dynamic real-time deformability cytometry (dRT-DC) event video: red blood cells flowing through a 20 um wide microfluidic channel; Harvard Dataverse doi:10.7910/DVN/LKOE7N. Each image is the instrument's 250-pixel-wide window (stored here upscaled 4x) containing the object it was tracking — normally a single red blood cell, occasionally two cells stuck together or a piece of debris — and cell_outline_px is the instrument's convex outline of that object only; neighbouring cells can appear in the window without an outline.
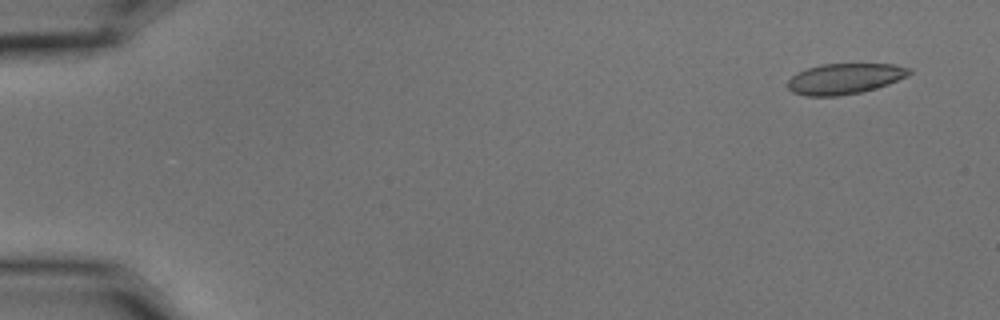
{"species": "common noctule bat (a hibernating species)", "species_latin": "Nyctalus noctula", "temperature_condition": "cold", "stored_images_in_passage": 5, "camera_frame_rate_fps": 3000, "um_per_image_px": 0.085, "animal": {"sex": "male", "body_mass_g": 15.6}, "frame": {"image": 1, "passage_image": 1, "time_ms": 0.0, "image_size_px": [1000, 320], "cell_outline_px": [[912, 72], [908, 76], [888, 84], [876, 88], [860, 92], [836, 96], [808, 96], [792, 92], [788, 88], [788, 80], [796, 72], [820, 64], [892, 64], [912, 68]], "centroid_in_image_um": [71.8, 6.68], "position_along_channel_um": 13.2, "area_um2": 21.73}}
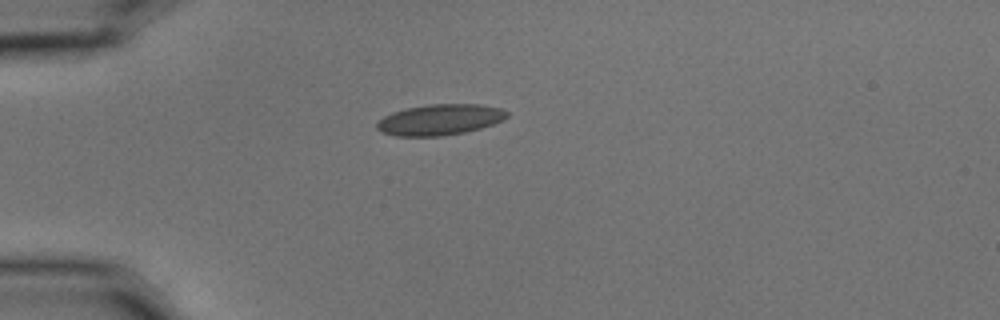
{"frame": {"image": 2, "passage_image": 4, "time_ms": 1.0, "image_size_px": [1000, 320], "cell_outline_px": [[508, 116], [492, 124], [480, 128], [464, 132], [440, 136], [396, 136], [380, 132], [376, 128], [376, 124], [384, 116], [392, 112], [404, 108], [428, 104], [480, 104], [500, 108], [508, 112]], "centroid_in_image_um": [37.34, 10.17], "position_along_channel_um": 47.7, "area_um2": 23.35}}